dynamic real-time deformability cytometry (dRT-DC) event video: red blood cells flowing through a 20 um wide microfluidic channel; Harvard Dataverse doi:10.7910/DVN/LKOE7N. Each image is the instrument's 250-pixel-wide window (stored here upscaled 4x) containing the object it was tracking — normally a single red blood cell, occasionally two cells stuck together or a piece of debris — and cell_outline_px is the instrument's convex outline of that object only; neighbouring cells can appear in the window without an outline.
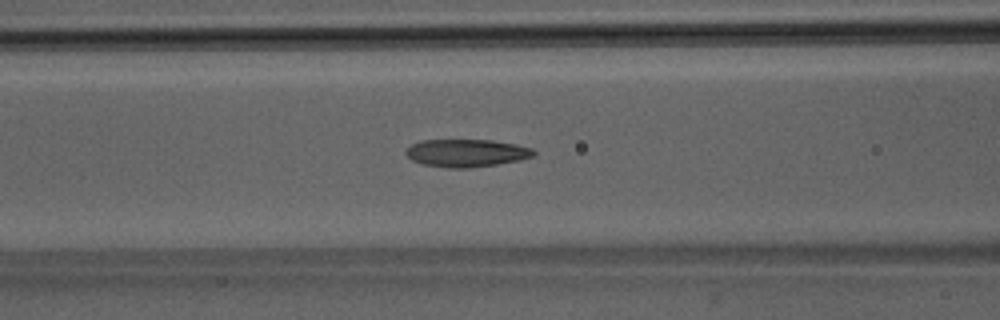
{"species": "Egyptian fruit bat (a non-hibernating species)", "species_latin": "Rousettus aegyptiacus", "temperature_condition": "room temperature", "stored_images_in_passage": 43, "camera_frame_rate_fps": 3000, "um_per_image_px": 0.085, "animal": {"sex": "male"}, "frame": {"image": 1, "passage_image": 13, "time_ms": 4.0, "image_size_px": [1000, 320], "cell_outline_px": [[536, 152], [532, 156], [520, 160], [472, 168], [448, 168], [424, 164], [412, 160], [404, 152], [412, 144], [420, 140], [492, 140], [516, 144], [532, 148]], "centroid_in_image_um": [39.65, 13.0], "position_along_channel_um": 126.9, "area_um2": 20.58}}
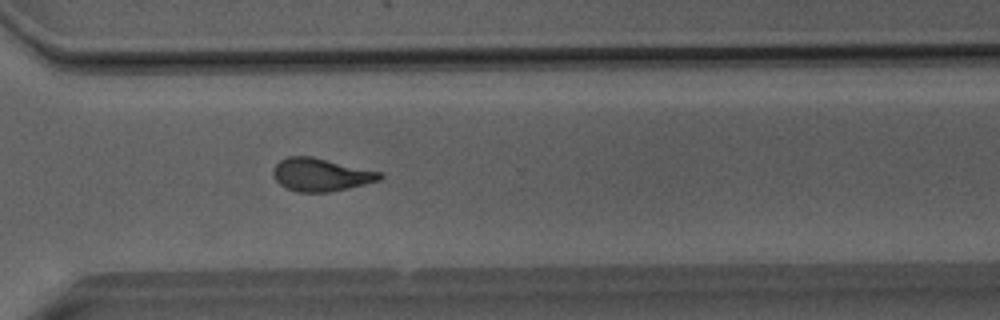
{"frame": {"image": 2, "passage_image": 29, "time_ms": 9.333, "image_size_px": [1000, 320], "cell_outline_px": [[384, 176], [380, 180], [348, 188], [328, 192], [296, 192], [284, 188], [276, 180], [272, 172], [276, 164], [280, 160], [288, 156], [312, 156], [380, 172]], "centroid_in_image_um": [27.24, 14.85], "position_along_channel_um": 343.4, "area_um2": 20.4}}
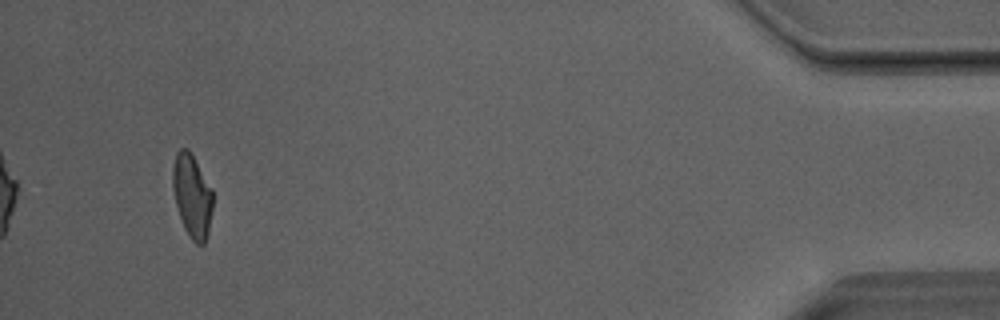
{"frame": {"image": 3, "passage_image": 40, "time_ms": 13.0, "image_size_px": [1000, 320], "cell_outline_px": [[212, 208], [208, 232], [204, 244], [196, 244], [188, 236], [184, 228], [176, 204], [172, 188], [172, 168], [176, 152], [180, 148], [188, 148], [212, 188]], "centroid_in_image_um": [16.31, 16.63], "position_along_channel_um": 418.9, "area_um2": 19.42}, "authors_computed_cell_mechanics": {"area_um2": 20.4034, "velocity_mm_per_s": 4.0642, "shape_relaxation_time_tau1_ms": 8.5923, "shape_relaxation_time_tau2_ms": 1.1853, "deformation_change_tau1": 0.2223, "deformation_change_tau2": 0.0887}}